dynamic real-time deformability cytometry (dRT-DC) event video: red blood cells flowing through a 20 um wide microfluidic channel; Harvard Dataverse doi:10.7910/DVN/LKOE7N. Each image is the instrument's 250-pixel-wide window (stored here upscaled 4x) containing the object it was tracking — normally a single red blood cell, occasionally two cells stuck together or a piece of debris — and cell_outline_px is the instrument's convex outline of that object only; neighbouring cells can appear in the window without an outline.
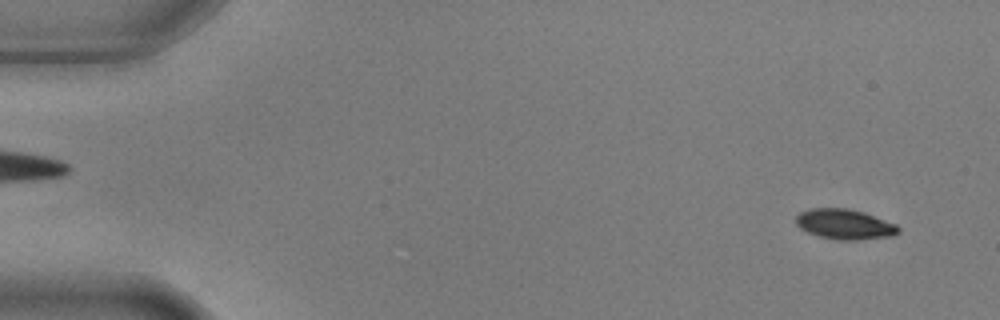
{"species": "common noctule bat (a hibernating species)", "species_latin": "Nyctalus noctula", "temperature_condition": "warm", "stored_images_in_passage": 5, "camera_frame_rate_fps": 3000, "um_per_image_px": 0.085, "animal": {"sex": "male", "body_mass_g": 17.9, "forearm_length_mm": 54.2}, "frame": {"image": 1, "passage_image": 1, "time_ms": 0.0, "image_size_px": [1000, 320], "cell_outline_px": [[900, 232], [892, 236], [856, 240], [840, 240], [820, 236], [808, 232], [800, 228], [796, 224], [796, 216], [800, 212], [808, 208], [848, 208], [864, 212], [896, 224], [900, 228]], "centroid_in_image_um": [71.8, 19.05], "position_along_channel_um": 13.2, "area_um2": 18.03}}
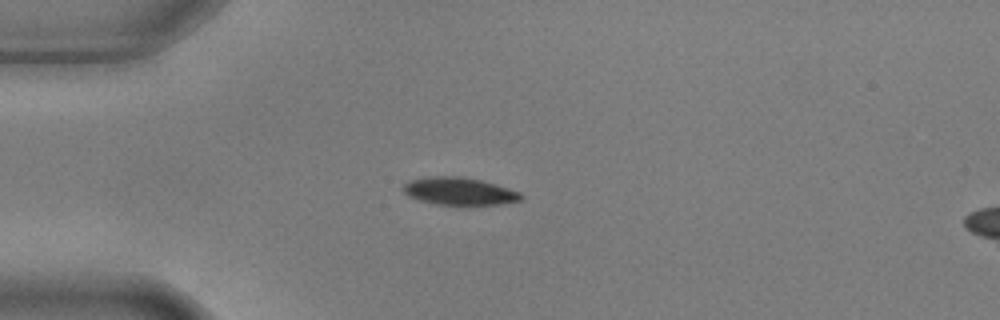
{"frame": {"image": 2, "passage_image": 4, "time_ms": 1.0, "image_size_px": [1000, 320], "cell_outline_px": [[524, 196], [520, 200], [500, 204], [436, 204], [420, 200], [408, 196], [400, 188], [408, 180], [428, 176], [456, 176], [480, 180], [496, 184], [520, 192]], "centroid_in_image_um": [38.99, 16.24], "position_along_channel_um": 46.0, "area_um2": 18.79}}